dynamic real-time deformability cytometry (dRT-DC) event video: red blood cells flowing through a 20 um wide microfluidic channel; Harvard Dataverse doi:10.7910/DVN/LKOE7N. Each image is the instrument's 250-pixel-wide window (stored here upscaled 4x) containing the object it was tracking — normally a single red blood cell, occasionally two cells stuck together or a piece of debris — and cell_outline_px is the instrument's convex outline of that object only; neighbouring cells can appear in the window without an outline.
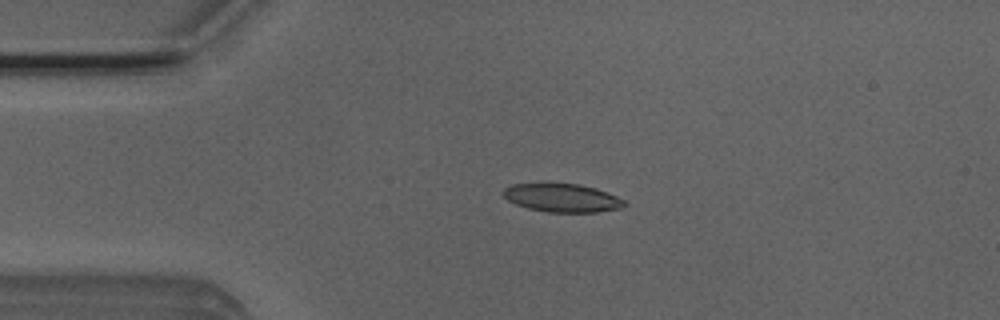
{"species": "Egyptian fruit bat (a non-hibernating species)", "species_latin": "Rousettus aegyptiacus", "temperature_condition": "room temperature", "stored_images_in_passage": 3, "camera_frame_rate_fps": 3000, "um_per_image_px": 0.085, "animal": {"sex": "male"}, "frame": {"image": 1, "passage_image": 2, "time_ms": 0.333, "image_size_px": [1000, 320], "cell_outline_px": [[628, 204], [620, 208], [596, 212], [548, 212], [528, 208], [516, 204], [508, 200], [500, 192], [504, 188], [512, 184], [540, 180], [548, 180], [580, 184], [596, 188], [616, 196], [624, 200]], "centroid_in_image_um": [47.7, 16.75], "position_along_channel_um": 37.3, "area_um2": 20.98}}